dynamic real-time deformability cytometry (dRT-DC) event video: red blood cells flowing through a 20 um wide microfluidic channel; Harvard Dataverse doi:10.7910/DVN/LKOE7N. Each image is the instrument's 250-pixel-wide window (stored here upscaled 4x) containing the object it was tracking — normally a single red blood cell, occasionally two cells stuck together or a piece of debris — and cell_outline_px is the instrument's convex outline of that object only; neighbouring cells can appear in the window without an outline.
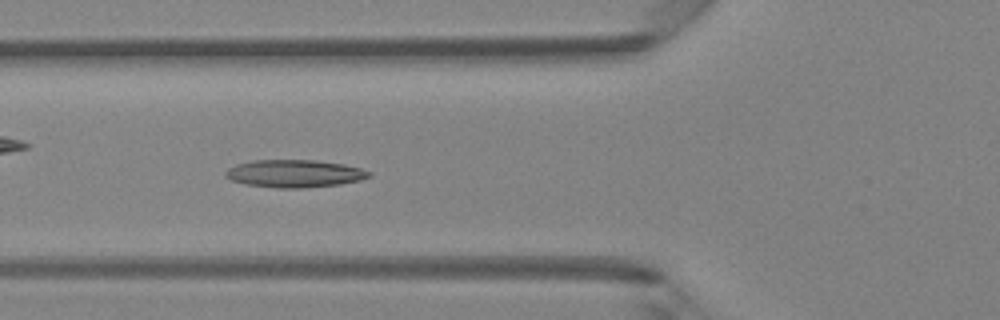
{"species": "Egyptian fruit bat (a non-hibernating species)", "species_latin": "Rousettus aegyptiacus", "temperature_condition": "room temperature", "stored_images_in_passage": 37, "camera_frame_rate_fps": 3000, "um_per_image_px": 0.085, "animal": {"sex": "female"}, "frame": {"image": 1, "passage_image": 11, "time_ms": 3.333, "image_size_px": [1000, 320], "cell_outline_px": [[372, 176], [360, 180], [340, 184], [300, 188], [276, 188], [244, 184], [232, 180], [224, 176], [224, 172], [228, 168], [236, 164], [252, 160], [316, 160], [344, 164], [360, 168], [372, 172]], "centroid_in_image_um": [25.02, 14.75], "position_along_channel_um": 100.8, "area_um2": 23.24}}
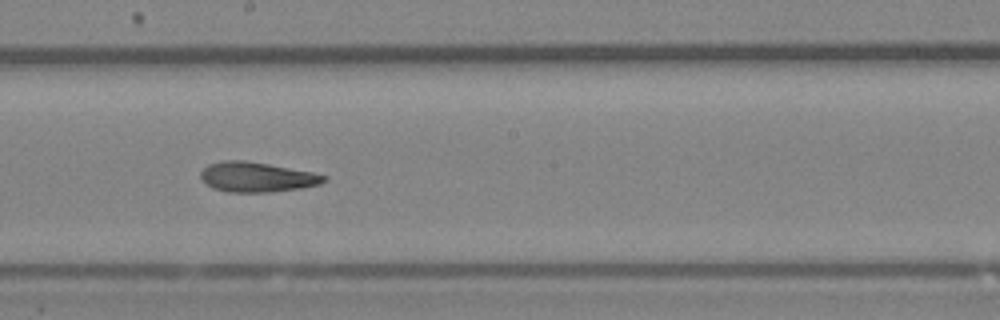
{"frame": {"image": 2, "passage_image": 20, "time_ms": 6.333, "image_size_px": [1000, 320], "cell_outline_px": [[328, 180], [320, 184], [300, 188], [272, 192], [228, 192], [212, 188], [200, 176], [200, 172], [208, 164], [224, 160], [244, 160], [268, 164], [312, 172], [328, 176]], "centroid_in_image_um": [21.85, 15.05], "position_along_channel_um": 226.4, "area_um2": 21.44}}
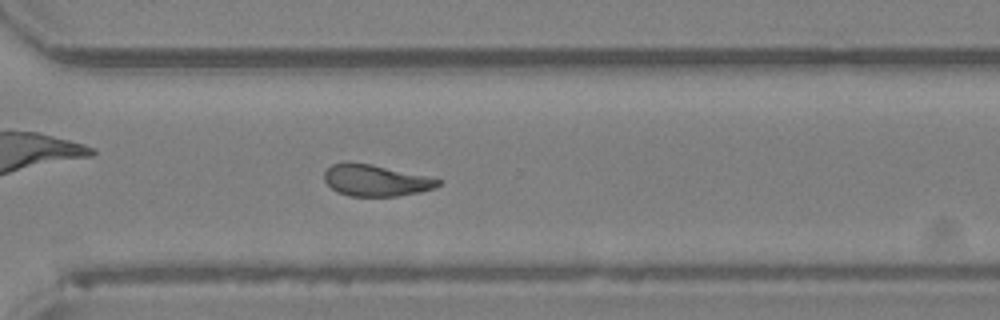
{"frame": {"image": 3, "passage_image": 28, "time_ms": 9.0, "image_size_px": [1000, 320], "cell_outline_px": [[444, 180], [436, 188], [420, 192], [400, 196], [348, 196], [336, 192], [324, 180], [324, 172], [332, 164], [348, 160], [372, 164], [428, 176]], "centroid_in_image_um": [31.94, 15.32], "position_along_channel_um": 338.7, "area_um2": 21.33}, "authors_computed_cell_mechanics": {"area_um2": 21.675, "velocity_mm_per_s": 4.2064, "shape_relaxation_time_tau1_ms": 11.015, "shape_relaxation_time_tau2_ms": 2.4749, "deformation_change_tau1": 0.2517, "deformation_change_tau2": 0.1132}}